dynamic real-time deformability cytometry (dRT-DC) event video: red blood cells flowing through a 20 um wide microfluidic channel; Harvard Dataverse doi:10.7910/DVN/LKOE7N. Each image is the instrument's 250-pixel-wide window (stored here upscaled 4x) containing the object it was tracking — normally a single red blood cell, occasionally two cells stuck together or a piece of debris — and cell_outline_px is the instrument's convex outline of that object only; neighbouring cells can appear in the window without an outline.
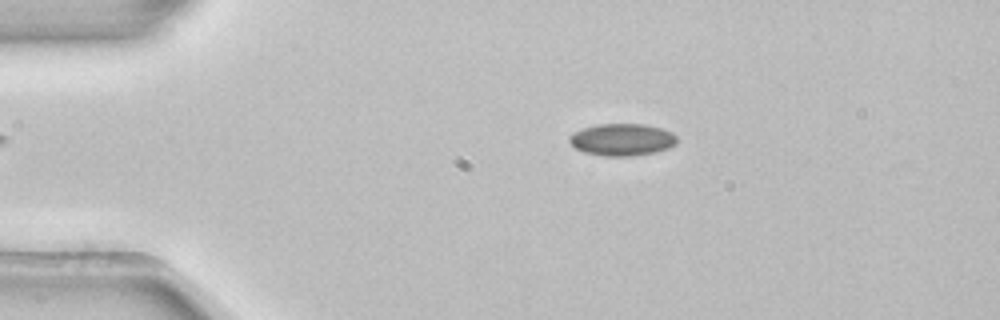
{"species": "common noctule bat (a hibernating species)", "species_latin": "Nyctalus noctula", "temperature_condition": "room temperature", "stored_images_in_passage": 45, "camera_frame_rate_fps": 3000, "um_per_image_px": 0.085, "animal": {"sex": "female", "body_mass_g": 22.7, "forearm_length_mm": 54.2}, "frame": {"image": 1, "passage_image": 3, "time_ms": 0.667, "image_size_px": [1000, 320], "cell_outline_px": [[676, 144], [668, 148], [656, 152], [632, 156], [604, 156], [584, 152], [576, 148], [568, 140], [568, 136], [572, 132], [584, 128], [600, 124], [644, 124], [660, 128], [672, 132], [676, 136]], "centroid_in_image_um": [52.87, 11.87], "position_along_channel_um": 32.1, "area_um2": 20.11}}
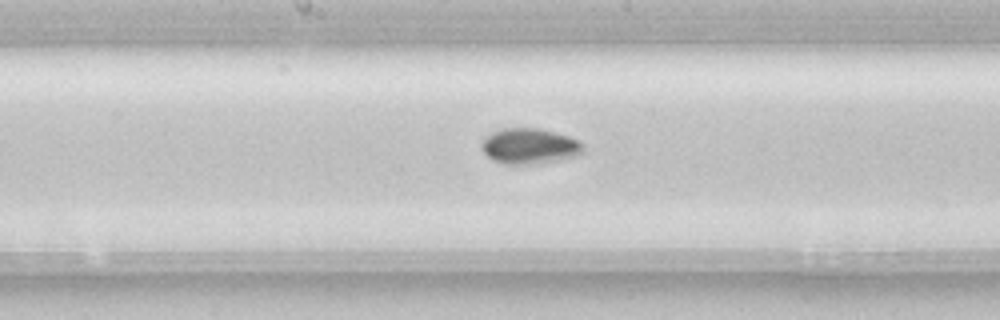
{"frame": {"image": 2, "passage_image": 20, "time_ms": 6.333, "image_size_px": [1000, 320], "cell_outline_px": [[584, 152], [576, 156], [560, 160], [540, 164], [504, 164], [492, 160], [484, 152], [480, 144], [492, 132], [504, 128], [536, 128], [568, 136], [580, 140], [584, 144]], "centroid_in_image_um": [45.05, 12.44], "position_along_channel_um": 203.2, "area_um2": 21.15}}
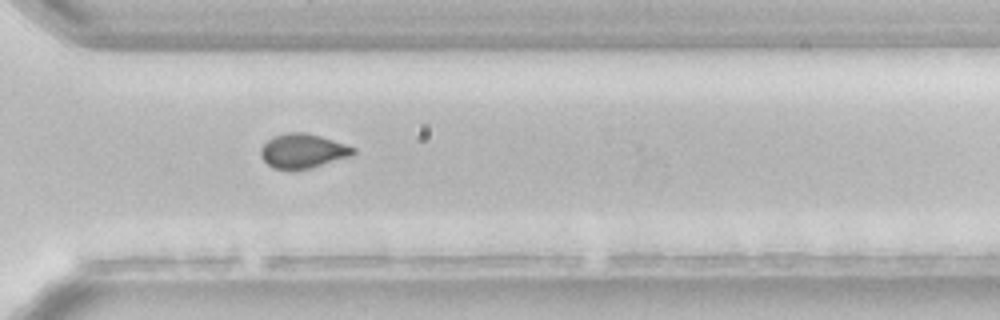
{"frame": {"image": 3, "passage_image": 31, "time_ms": 10.0, "image_size_px": [1000, 320], "cell_outline_px": [[356, 152], [352, 156], [312, 168], [292, 172], [272, 168], [260, 156], [260, 148], [272, 136], [288, 132], [304, 132], [320, 136], [356, 148]], "centroid_in_image_um": [25.72, 12.87], "position_along_channel_um": 344.9, "area_um2": 18.96}, "authors_computed_cell_mechanics": {"area_um2": 19.8832, "velocity_mm_per_s": 3.8759, "shape_relaxation_time_tau1_ms": 3.6731, "shape_relaxation_time_tau2_ms": null, "deformation_change_tau1": 0.0689, "deformation_change_tau2": null}}